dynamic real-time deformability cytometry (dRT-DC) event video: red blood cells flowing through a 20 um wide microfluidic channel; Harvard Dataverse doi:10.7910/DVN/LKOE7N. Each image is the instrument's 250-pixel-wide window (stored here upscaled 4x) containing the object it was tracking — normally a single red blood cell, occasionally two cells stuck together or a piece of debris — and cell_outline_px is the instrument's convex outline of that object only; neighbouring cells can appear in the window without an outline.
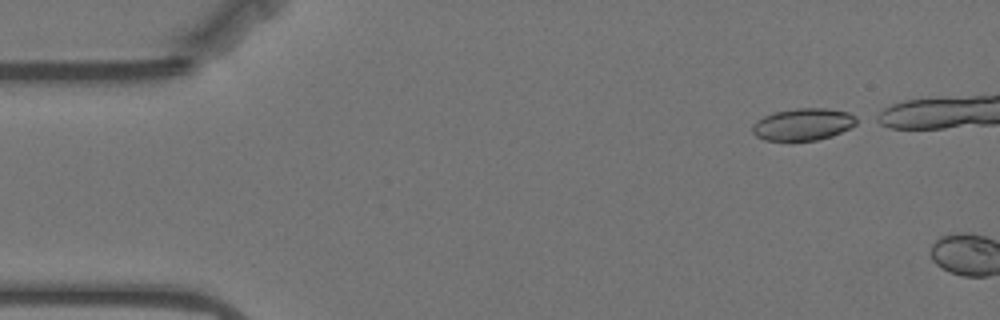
{"species": "Egyptian fruit bat (a non-hibernating species)", "species_latin": "Rousettus aegyptiacus", "temperature_condition": "warm", "stored_images_in_passage": 3, "camera_frame_rate_fps": 3000, "um_per_image_px": 0.085, "animal": {"sex": "female"}, "frame": {"image": 1, "passage_image": 1, "time_ms": 0.0, "image_size_px": [1000, 320], "cell_outline_px": [[864, 120], [832, 136], [816, 140], [788, 144], [764, 140], [756, 136], [752, 132], [752, 124], [764, 116], [776, 112], [796, 108], [828, 108], [848, 112]], "centroid_in_image_um": [68.26, 10.61], "position_along_channel_um": 16.7, "area_um2": 20.29}}